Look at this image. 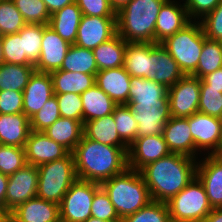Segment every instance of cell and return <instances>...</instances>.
I'll use <instances>...</instances> for the list:
<instances>
[{
  "instance_id": "obj_5",
  "label": "cell",
  "mask_w": 222,
  "mask_h": 222,
  "mask_svg": "<svg viewBox=\"0 0 222 222\" xmlns=\"http://www.w3.org/2000/svg\"><path fill=\"white\" fill-rule=\"evenodd\" d=\"M205 39L200 21L191 20L160 44L178 63L184 75H192L196 71Z\"/></svg>"
},
{
  "instance_id": "obj_9",
  "label": "cell",
  "mask_w": 222,
  "mask_h": 222,
  "mask_svg": "<svg viewBox=\"0 0 222 222\" xmlns=\"http://www.w3.org/2000/svg\"><path fill=\"white\" fill-rule=\"evenodd\" d=\"M200 99V79L184 75L176 84L168 88V101L172 117L186 118L198 112Z\"/></svg>"
},
{
  "instance_id": "obj_46",
  "label": "cell",
  "mask_w": 222,
  "mask_h": 222,
  "mask_svg": "<svg viewBox=\"0 0 222 222\" xmlns=\"http://www.w3.org/2000/svg\"><path fill=\"white\" fill-rule=\"evenodd\" d=\"M54 95L57 98L61 117L83 121V104L80 94L63 93Z\"/></svg>"
},
{
  "instance_id": "obj_15",
  "label": "cell",
  "mask_w": 222,
  "mask_h": 222,
  "mask_svg": "<svg viewBox=\"0 0 222 222\" xmlns=\"http://www.w3.org/2000/svg\"><path fill=\"white\" fill-rule=\"evenodd\" d=\"M27 164L39 166L66 157L70 152L42 131L31 130L25 144Z\"/></svg>"
},
{
  "instance_id": "obj_55",
  "label": "cell",
  "mask_w": 222,
  "mask_h": 222,
  "mask_svg": "<svg viewBox=\"0 0 222 222\" xmlns=\"http://www.w3.org/2000/svg\"><path fill=\"white\" fill-rule=\"evenodd\" d=\"M131 0H109L111 7L117 12Z\"/></svg>"
},
{
  "instance_id": "obj_22",
  "label": "cell",
  "mask_w": 222,
  "mask_h": 222,
  "mask_svg": "<svg viewBox=\"0 0 222 222\" xmlns=\"http://www.w3.org/2000/svg\"><path fill=\"white\" fill-rule=\"evenodd\" d=\"M130 79L123 66L98 71L95 76L96 85L116 104L129 102Z\"/></svg>"
},
{
  "instance_id": "obj_16",
  "label": "cell",
  "mask_w": 222,
  "mask_h": 222,
  "mask_svg": "<svg viewBox=\"0 0 222 222\" xmlns=\"http://www.w3.org/2000/svg\"><path fill=\"white\" fill-rule=\"evenodd\" d=\"M70 46L51 27L43 25L41 53L35 71L50 73L60 69Z\"/></svg>"
},
{
  "instance_id": "obj_48",
  "label": "cell",
  "mask_w": 222,
  "mask_h": 222,
  "mask_svg": "<svg viewBox=\"0 0 222 222\" xmlns=\"http://www.w3.org/2000/svg\"><path fill=\"white\" fill-rule=\"evenodd\" d=\"M83 15L95 17H117L109 0H75Z\"/></svg>"
},
{
  "instance_id": "obj_30",
  "label": "cell",
  "mask_w": 222,
  "mask_h": 222,
  "mask_svg": "<svg viewBox=\"0 0 222 222\" xmlns=\"http://www.w3.org/2000/svg\"><path fill=\"white\" fill-rule=\"evenodd\" d=\"M54 94L77 93L82 94L96 84L95 76L86 73H76L65 70L50 72Z\"/></svg>"
},
{
  "instance_id": "obj_21",
  "label": "cell",
  "mask_w": 222,
  "mask_h": 222,
  "mask_svg": "<svg viewBox=\"0 0 222 222\" xmlns=\"http://www.w3.org/2000/svg\"><path fill=\"white\" fill-rule=\"evenodd\" d=\"M162 135L171 153L197 158L188 117H171L165 123Z\"/></svg>"
},
{
  "instance_id": "obj_32",
  "label": "cell",
  "mask_w": 222,
  "mask_h": 222,
  "mask_svg": "<svg viewBox=\"0 0 222 222\" xmlns=\"http://www.w3.org/2000/svg\"><path fill=\"white\" fill-rule=\"evenodd\" d=\"M34 71V65L2 63L0 65V91L15 90L23 92Z\"/></svg>"
},
{
  "instance_id": "obj_8",
  "label": "cell",
  "mask_w": 222,
  "mask_h": 222,
  "mask_svg": "<svg viewBox=\"0 0 222 222\" xmlns=\"http://www.w3.org/2000/svg\"><path fill=\"white\" fill-rule=\"evenodd\" d=\"M101 184L77 179L59 204L60 219L66 222H85L91 217L92 200Z\"/></svg>"
},
{
  "instance_id": "obj_29",
  "label": "cell",
  "mask_w": 222,
  "mask_h": 222,
  "mask_svg": "<svg viewBox=\"0 0 222 222\" xmlns=\"http://www.w3.org/2000/svg\"><path fill=\"white\" fill-rule=\"evenodd\" d=\"M83 123L112 114L117 105L96 84L81 94Z\"/></svg>"
},
{
  "instance_id": "obj_10",
  "label": "cell",
  "mask_w": 222,
  "mask_h": 222,
  "mask_svg": "<svg viewBox=\"0 0 222 222\" xmlns=\"http://www.w3.org/2000/svg\"><path fill=\"white\" fill-rule=\"evenodd\" d=\"M188 123L195 144V155L198 156V151L213 155L222 141V119L198 111L188 117Z\"/></svg>"
},
{
  "instance_id": "obj_40",
  "label": "cell",
  "mask_w": 222,
  "mask_h": 222,
  "mask_svg": "<svg viewBox=\"0 0 222 222\" xmlns=\"http://www.w3.org/2000/svg\"><path fill=\"white\" fill-rule=\"evenodd\" d=\"M26 24L13 0H0V30L2 35L18 33Z\"/></svg>"
},
{
  "instance_id": "obj_60",
  "label": "cell",
  "mask_w": 222,
  "mask_h": 222,
  "mask_svg": "<svg viewBox=\"0 0 222 222\" xmlns=\"http://www.w3.org/2000/svg\"><path fill=\"white\" fill-rule=\"evenodd\" d=\"M6 212L7 211L2 206H0V220L5 216Z\"/></svg>"
},
{
  "instance_id": "obj_17",
  "label": "cell",
  "mask_w": 222,
  "mask_h": 222,
  "mask_svg": "<svg viewBox=\"0 0 222 222\" xmlns=\"http://www.w3.org/2000/svg\"><path fill=\"white\" fill-rule=\"evenodd\" d=\"M137 122V137L159 135L163 133L165 123L172 117L169 101L159 105H128Z\"/></svg>"
},
{
  "instance_id": "obj_41",
  "label": "cell",
  "mask_w": 222,
  "mask_h": 222,
  "mask_svg": "<svg viewBox=\"0 0 222 222\" xmlns=\"http://www.w3.org/2000/svg\"><path fill=\"white\" fill-rule=\"evenodd\" d=\"M27 164L24 147L0 144V172L12 175Z\"/></svg>"
},
{
  "instance_id": "obj_58",
  "label": "cell",
  "mask_w": 222,
  "mask_h": 222,
  "mask_svg": "<svg viewBox=\"0 0 222 222\" xmlns=\"http://www.w3.org/2000/svg\"><path fill=\"white\" fill-rule=\"evenodd\" d=\"M3 46H2V41H1V38H0V65L2 63H4V57H3Z\"/></svg>"
},
{
  "instance_id": "obj_33",
  "label": "cell",
  "mask_w": 222,
  "mask_h": 222,
  "mask_svg": "<svg viewBox=\"0 0 222 222\" xmlns=\"http://www.w3.org/2000/svg\"><path fill=\"white\" fill-rule=\"evenodd\" d=\"M59 70L96 75L98 67L93 50L72 44Z\"/></svg>"
},
{
  "instance_id": "obj_45",
  "label": "cell",
  "mask_w": 222,
  "mask_h": 222,
  "mask_svg": "<svg viewBox=\"0 0 222 222\" xmlns=\"http://www.w3.org/2000/svg\"><path fill=\"white\" fill-rule=\"evenodd\" d=\"M61 117L57 98L54 95L43 107L30 118V128L33 131H44Z\"/></svg>"
},
{
  "instance_id": "obj_31",
  "label": "cell",
  "mask_w": 222,
  "mask_h": 222,
  "mask_svg": "<svg viewBox=\"0 0 222 222\" xmlns=\"http://www.w3.org/2000/svg\"><path fill=\"white\" fill-rule=\"evenodd\" d=\"M127 43L118 33L93 49L98 71L124 66Z\"/></svg>"
},
{
  "instance_id": "obj_61",
  "label": "cell",
  "mask_w": 222,
  "mask_h": 222,
  "mask_svg": "<svg viewBox=\"0 0 222 222\" xmlns=\"http://www.w3.org/2000/svg\"><path fill=\"white\" fill-rule=\"evenodd\" d=\"M0 222H6L5 216L0 220Z\"/></svg>"
},
{
  "instance_id": "obj_43",
  "label": "cell",
  "mask_w": 222,
  "mask_h": 222,
  "mask_svg": "<svg viewBox=\"0 0 222 222\" xmlns=\"http://www.w3.org/2000/svg\"><path fill=\"white\" fill-rule=\"evenodd\" d=\"M91 216L107 222H121L109 195L102 186L95 191Z\"/></svg>"
},
{
  "instance_id": "obj_11",
  "label": "cell",
  "mask_w": 222,
  "mask_h": 222,
  "mask_svg": "<svg viewBox=\"0 0 222 222\" xmlns=\"http://www.w3.org/2000/svg\"><path fill=\"white\" fill-rule=\"evenodd\" d=\"M38 188L37 166L26 164L14 174L8 176L5 197V210L12 211L18 205L36 197Z\"/></svg>"
},
{
  "instance_id": "obj_27",
  "label": "cell",
  "mask_w": 222,
  "mask_h": 222,
  "mask_svg": "<svg viewBox=\"0 0 222 222\" xmlns=\"http://www.w3.org/2000/svg\"><path fill=\"white\" fill-rule=\"evenodd\" d=\"M83 128V121L60 117L42 132L72 153L83 137Z\"/></svg>"
},
{
  "instance_id": "obj_26",
  "label": "cell",
  "mask_w": 222,
  "mask_h": 222,
  "mask_svg": "<svg viewBox=\"0 0 222 222\" xmlns=\"http://www.w3.org/2000/svg\"><path fill=\"white\" fill-rule=\"evenodd\" d=\"M82 16L80 8L73 2L51 14L48 26L72 45L76 41Z\"/></svg>"
},
{
  "instance_id": "obj_19",
  "label": "cell",
  "mask_w": 222,
  "mask_h": 222,
  "mask_svg": "<svg viewBox=\"0 0 222 222\" xmlns=\"http://www.w3.org/2000/svg\"><path fill=\"white\" fill-rule=\"evenodd\" d=\"M53 96L50 73L34 71L23 90V113L30 119Z\"/></svg>"
},
{
  "instance_id": "obj_14",
  "label": "cell",
  "mask_w": 222,
  "mask_h": 222,
  "mask_svg": "<svg viewBox=\"0 0 222 222\" xmlns=\"http://www.w3.org/2000/svg\"><path fill=\"white\" fill-rule=\"evenodd\" d=\"M171 152L163 135L137 137L128 149V168L140 171L147 164L169 155Z\"/></svg>"
},
{
  "instance_id": "obj_2",
  "label": "cell",
  "mask_w": 222,
  "mask_h": 222,
  "mask_svg": "<svg viewBox=\"0 0 222 222\" xmlns=\"http://www.w3.org/2000/svg\"><path fill=\"white\" fill-rule=\"evenodd\" d=\"M196 158L170 153L140 170L153 201L167 202L196 176Z\"/></svg>"
},
{
  "instance_id": "obj_57",
  "label": "cell",
  "mask_w": 222,
  "mask_h": 222,
  "mask_svg": "<svg viewBox=\"0 0 222 222\" xmlns=\"http://www.w3.org/2000/svg\"><path fill=\"white\" fill-rule=\"evenodd\" d=\"M218 160L222 162V141L220 142V146L218 150L213 154Z\"/></svg>"
},
{
  "instance_id": "obj_42",
  "label": "cell",
  "mask_w": 222,
  "mask_h": 222,
  "mask_svg": "<svg viewBox=\"0 0 222 222\" xmlns=\"http://www.w3.org/2000/svg\"><path fill=\"white\" fill-rule=\"evenodd\" d=\"M198 111L222 119L221 89L208 88V85H206L201 79Z\"/></svg>"
},
{
  "instance_id": "obj_23",
  "label": "cell",
  "mask_w": 222,
  "mask_h": 222,
  "mask_svg": "<svg viewBox=\"0 0 222 222\" xmlns=\"http://www.w3.org/2000/svg\"><path fill=\"white\" fill-rule=\"evenodd\" d=\"M127 105H159L168 102V88L154 80L132 77Z\"/></svg>"
},
{
  "instance_id": "obj_44",
  "label": "cell",
  "mask_w": 222,
  "mask_h": 222,
  "mask_svg": "<svg viewBox=\"0 0 222 222\" xmlns=\"http://www.w3.org/2000/svg\"><path fill=\"white\" fill-rule=\"evenodd\" d=\"M1 41L5 63L32 65L27 60L26 54H23V38L19 33L3 35Z\"/></svg>"
},
{
  "instance_id": "obj_7",
  "label": "cell",
  "mask_w": 222,
  "mask_h": 222,
  "mask_svg": "<svg viewBox=\"0 0 222 222\" xmlns=\"http://www.w3.org/2000/svg\"><path fill=\"white\" fill-rule=\"evenodd\" d=\"M166 203L172 222H202L213 210L204 186L196 176Z\"/></svg>"
},
{
  "instance_id": "obj_62",
  "label": "cell",
  "mask_w": 222,
  "mask_h": 222,
  "mask_svg": "<svg viewBox=\"0 0 222 222\" xmlns=\"http://www.w3.org/2000/svg\"><path fill=\"white\" fill-rule=\"evenodd\" d=\"M57 222H66V221H63V220L59 219Z\"/></svg>"
},
{
  "instance_id": "obj_12",
  "label": "cell",
  "mask_w": 222,
  "mask_h": 222,
  "mask_svg": "<svg viewBox=\"0 0 222 222\" xmlns=\"http://www.w3.org/2000/svg\"><path fill=\"white\" fill-rule=\"evenodd\" d=\"M117 34V17L83 15L79 23L75 45L93 50Z\"/></svg>"
},
{
  "instance_id": "obj_36",
  "label": "cell",
  "mask_w": 222,
  "mask_h": 222,
  "mask_svg": "<svg viewBox=\"0 0 222 222\" xmlns=\"http://www.w3.org/2000/svg\"><path fill=\"white\" fill-rule=\"evenodd\" d=\"M18 33L23 38V54H26L27 60L35 66L41 53L43 25L26 24Z\"/></svg>"
},
{
  "instance_id": "obj_47",
  "label": "cell",
  "mask_w": 222,
  "mask_h": 222,
  "mask_svg": "<svg viewBox=\"0 0 222 222\" xmlns=\"http://www.w3.org/2000/svg\"><path fill=\"white\" fill-rule=\"evenodd\" d=\"M200 23L206 38L222 42V0Z\"/></svg>"
},
{
  "instance_id": "obj_28",
  "label": "cell",
  "mask_w": 222,
  "mask_h": 222,
  "mask_svg": "<svg viewBox=\"0 0 222 222\" xmlns=\"http://www.w3.org/2000/svg\"><path fill=\"white\" fill-rule=\"evenodd\" d=\"M83 135L102 144L129 147L119 136L113 114L84 123Z\"/></svg>"
},
{
  "instance_id": "obj_56",
  "label": "cell",
  "mask_w": 222,
  "mask_h": 222,
  "mask_svg": "<svg viewBox=\"0 0 222 222\" xmlns=\"http://www.w3.org/2000/svg\"><path fill=\"white\" fill-rule=\"evenodd\" d=\"M6 222H24L19 219L12 211H8L5 214Z\"/></svg>"
},
{
  "instance_id": "obj_6",
  "label": "cell",
  "mask_w": 222,
  "mask_h": 222,
  "mask_svg": "<svg viewBox=\"0 0 222 222\" xmlns=\"http://www.w3.org/2000/svg\"><path fill=\"white\" fill-rule=\"evenodd\" d=\"M38 169L37 197L60 204L70 186L77 180L74 157H66L41 164Z\"/></svg>"
},
{
  "instance_id": "obj_18",
  "label": "cell",
  "mask_w": 222,
  "mask_h": 222,
  "mask_svg": "<svg viewBox=\"0 0 222 222\" xmlns=\"http://www.w3.org/2000/svg\"><path fill=\"white\" fill-rule=\"evenodd\" d=\"M196 177L204 186L212 209L222 208V162L207 155L197 162Z\"/></svg>"
},
{
  "instance_id": "obj_3",
  "label": "cell",
  "mask_w": 222,
  "mask_h": 222,
  "mask_svg": "<svg viewBox=\"0 0 222 222\" xmlns=\"http://www.w3.org/2000/svg\"><path fill=\"white\" fill-rule=\"evenodd\" d=\"M166 0H131L117 15V33L128 43H155V25Z\"/></svg>"
},
{
  "instance_id": "obj_20",
  "label": "cell",
  "mask_w": 222,
  "mask_h": 222,
  "mask_svg": "<svg viewBox=\"0 0 222 222\" xmlns=\"http://www.w3.org/2000/svg\"><path fill=\"white\" fill-rule=\"evenodd\" d=\"M178 3L166 0L161 6L155 25V43H161L191 21L185 6Z\"/></svg>"
},
{
  "instance_id": "obj_1",
  "label": "cell",
  "mask_w": 222,
  "mask_h": 222,
  "mask_svg": "<svg viewBox=\"0 0 222 222\" xmlns=\"http://www.w3.org/2000/svg\"><path fill=\"white\" fill-rule=\"evenodd\" d=\"M129 147H117L87 139L76 145L74 157L77 179L102 184L128 168Z\"/></svg>"
},
{
  "instance_id": "obj_51",
  "label": "cell",
  "mask_w": 222,
  "mask_h": 222,
  "mask_svg": "<svg viewBox=\"0 0 222 222\" xmlns=\"http://www.w3.org/2000/svg\"><path fill=\"white\" fill-rule=\"evenodd\" d=\"M201 80L208 85V88L221 89L222 93V67L205 75Z\"/></svg>"
},
{
  "instance_id": "obj_50",
  "label": "cell",
  "mask_w": 222,
  "mask_h": 222,
  "mask_svg": "<svg viewBox=\"0 0 222 222\" xmlns=\"http://www.w3.org/2000/svg\"><path fill=\"white\" fill-rule=\"evenodd\" d=\"M221 0H185V6L189 19L201 20L205 15L214 10Z\"/></svg>"
},
{
  "instance_id": "obj_34",
  "label": "cell",
  "mask_w": 222,
  "mask_h": 222,
  "mask_svg": "<svg viewBox=\"0 0 222 222\" xmlns=\"http://www.w3.org/2000/svg\"><path fill=\"white\" fill-rule=\"evenodd\" d=\"M156 71L154 81L167 88L176 84L184 76L178 63L160 43H156Z\"/></svg>"
},
{
  "instance_id": "obj_52",
  "label": "cell",
  "mask_w": 222,
  "mask_h": 222,
  "mask_svg": "<svg viewBox=\"0 0 222 222\" xmlns=\"http://www.w3.org/2000/svg\"><path fill=\"white\" fill-rule=\"evenodd\" d=\"M46 4V7L50 14H53L55 11L62 9L66 5H69L75 0H43Z\"/></svg>"
},
{
  "instance_id": "obj_53",
  "label": "cell",
  "mask_w": 222,
  "mask_h": 222,
  "mask_svg": "<svg viewBox=\"0 0 222 222\" xmlns=\"http://www.w3.org/2000/svg\"><path fill=\"white\" fill-rule=\"evenodd\" d=\"M8 184V175L0 172V206L5 209V197Z\"/></svg>"
},
{
  "instance_id": "obj_37",
  "label": "cell",
  "mask_w": 222,
  "mask_h": 222,
  "mask_svg": "<svg viewBox=\"0 0 222 222\" xmlns=\"http://www.w3.org/2000/svg\"><path fill=\"white\" fill-rule=\"evenodd\" d=\"M112 114L120 138L129 146L138 133V124L134 120L133 112L127 104H117Z\"/></svg>"
},
{
  "instance_id": "obj_39",
  "label": "cell",
  "mask_w": 222,
  "mask_h": 222,
  "mask_svg": "<svg viewBox=\"0 0 222 222\" xmlns=\"http://www.w3.org/2000/svg\"><path fill=\"white\" fill-rule=\"evenodd\" d=\"M27 24L48 25L51 14L43 0H13Z\"/></svg>"
},
{
  "instance_id": "obj_38",
  "label": "cell",
  "mask_w": 222,
  "mask_h": 222,
  "mask_svg": "<svg viewBox=\"0 0 222 222\" xmlns=\"http://www.w3.org/2000/svg\"><path fill=\"white\" fill-rule=\"evenodd\" d=\"M121 222H172L169 215L167 203L150 201L146 206L132 215L121 220Z\"/></svg>"
},
{
  "instance_id": "obj_13",
  "label": "cell",
  "mask_w": 222,
  "mask_h": 222,
  "mask_svg": "<svg viewBox=\"0 0 222 222\" xmlns=\"http://www.w3.org/2000/svg\"><path fill=\"white\" fill-rule=\"evenodd\" d=\"M125 71L132 77L154 80L156 75V43H127Z\"/></svg>"
},
{
  "instance_id": "obj_25",
  "label": "cell",
  "mask_w": 222,
  "mask_h": 222,
  "mask_svg": "<svg viewBox=\"0 0 222 222\" xmlns=\"http://www.w3.org/2000/svg\"><path fill=\"white\" fill-rule=\"evenodd\" d=\"M12 212L24 222H57L60 219L59 204L37 196L18 205Z\"/></svg>"
},
{
  "instance_id": "obj_24",
  "label": "cell",
  "mask_w": 222,
  "mask_h": 222,
  "mask_svg": "<svg viewBox=\"0 0 222 222\" xmlns=\"http://www.w3.org/2000/svg\"><path fill=\"white\" fill-rule=\"evenodd\" d=\"M30 132V119L24 113L0 114V144L25 147Z\"/></svg>"
},
{
  "instance_id": "obj_54",
  "label": "cell",
  "mask_w": 222,
  "mask_h": 222,
  "mask_svg": "<svg viewBox=\"0 0 222 222\" xmlns=\"http://www.w3.org/2000/svg\"><path fill=\"white\" fill-rule=\"evenodd\" d=\"M202 222H222V208L213 209Z\"/></svg>"
},
{
  "instance_id": "obj_59",
  "label": "cell",
  "mask_w": 222,
  "mask_h": 222,
  "mask_svg": "<svg viewBox=\"0 0 222 222\" xmlns=\"http://www.w3.org/2000/svg\"><path fill=\"white\" fill-rule=\"evenodd\" d=\"M85 222H107V221H104V220H100L98 218H95V217H90L89 219H87Z\"/></svg>"
},
{
  "instance_id": "obj_35",
  "label": "cell",
  "mask_w": 222,
  "mask_h": 222,
  "mask_svg": "<svg viewBox=\"0 0 222 222\" xmlns=\"http://www.w3.org/2000/svg\"><path fill=\"white\" fill-rule=\"evenodd\" d=\"M222 67V42L206 38L203 43L202 52L192 76L202 79Z\"/></svg>"
},
{
  "instance_id": "obj_4",
  "label": "cell",
  "mask_w": 222,
  "mask_h": 222,
  "mask_svg": "<svg viewBox=\"0 0 222 222\" xmlns=\"http://www.w3.org/2000/svg\"><path fill=\"white\" fill-rule=\"evenodd\" d=\"M101 186L109 195L121 220L152 201L144 178L137 170L127 168L124 172L104 181Z\"/></svg>"
},
{
  "instance_id": "obj_49",
  "label": "cell",
  "mask_w": 222,
  "mask_h": 222,
  "mask_svg": "<svg viewBox=\"0 0 222 222\" xmlns=\"http://www.w3.org/2000/svg\"><path fill=\"white\" fill-rule=\"evenodd\" d=\"M23 113V92L0 91V114Z\"/></svg>"
}]
</instances>
